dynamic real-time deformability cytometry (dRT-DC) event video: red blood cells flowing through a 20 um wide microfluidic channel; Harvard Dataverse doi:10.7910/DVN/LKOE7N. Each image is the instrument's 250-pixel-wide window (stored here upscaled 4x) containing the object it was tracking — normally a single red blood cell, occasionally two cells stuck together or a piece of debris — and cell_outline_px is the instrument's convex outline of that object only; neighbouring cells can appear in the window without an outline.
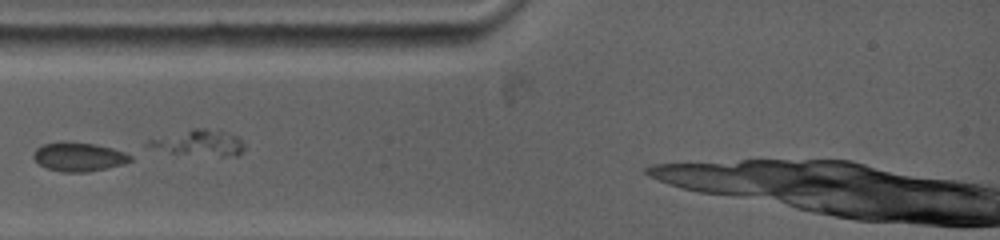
{"species": "common noctule bat (a hibernating species)", "species_latin": "Nyctalus noctula", "temperature_condition": "warm", "stored_images_in_passage": 5, "camera_frame_rate_fps": 5000, "um_per_image_px": 0.085, "animal": {"sex": "female", "body_mass_g": 19.0, "forearm_length_mm": 53.3}, "frame": {"image": 1, "passage_image": 1, "time_ms": 0.0, "image_size_px": [1000, 240], "cell_outline_px": [[132, 160], [124, 164], [88, 172], [64, 172], [48, 168], [40, 164], [32, 156], [32, 152], [36, 148], [44, 144], [60, 140], [64, 140], [96, 144], [112, 148], [124, 152], [132, 156]], "centroid_in_image_um": [6.68, 13.3], "position_along_channel_um": 78.3, "area_um2": 16.53}}
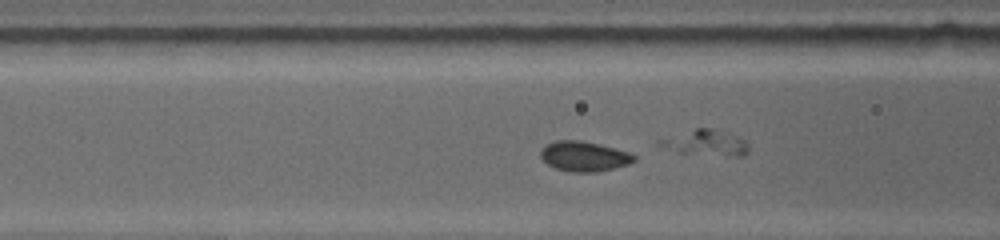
{"frame": {"image": 2, "passage_image": 3, "time_ms": 1.0, "image_size_px": [1000, 240], "cell_outline_px": [[636, 160], [628, 164], [596, 172], [572, 172], [556, 168], [548, 164], [540, 156], [540, 148], [556, 140], [580, 140], [600, 144], [628, 152], [636, 156]], "centroid_in_image_um": [49.63, 13.28], "position_along_channel_um": 117.0, "area_um2": 16.24}}